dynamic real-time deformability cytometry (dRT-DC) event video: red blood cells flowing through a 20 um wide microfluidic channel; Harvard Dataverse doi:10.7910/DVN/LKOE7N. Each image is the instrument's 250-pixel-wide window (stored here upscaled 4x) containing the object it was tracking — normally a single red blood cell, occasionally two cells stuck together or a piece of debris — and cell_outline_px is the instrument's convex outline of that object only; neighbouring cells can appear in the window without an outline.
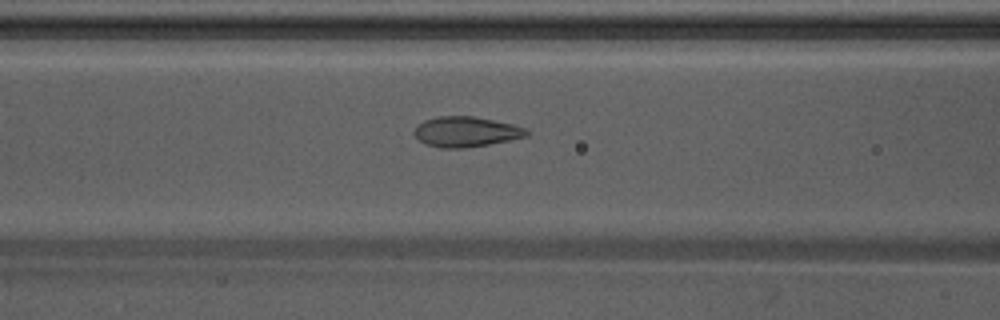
{"species": "Egyptian fruit bat (a non-hibernating species)", "species_latin": "Rousettus aegyptiacus", "temperature_condition": "warm", "stored_images_in_passage": 31, "camera_frame_rate_fps": 3000, "um_per_image_px": 0.085, "animal": {"sex": "male"}, "frame": {"image": 1, "passage_image": 6, "time_ms": 1.667, "image_size_px": [1000, 320], "cell_outline_px": [[528, 132], [524, 136], [508, 140], [488, 144], [460, 148], [440, 148], [424, 144], [412, 132], [424, 120], [440, 116], [472, 116], [512, 124], [528, 128]], "centroid_in_image_um": [39.58, 11.2], "position_along_channel_um": 127.0, "area_um2": 19.48}}
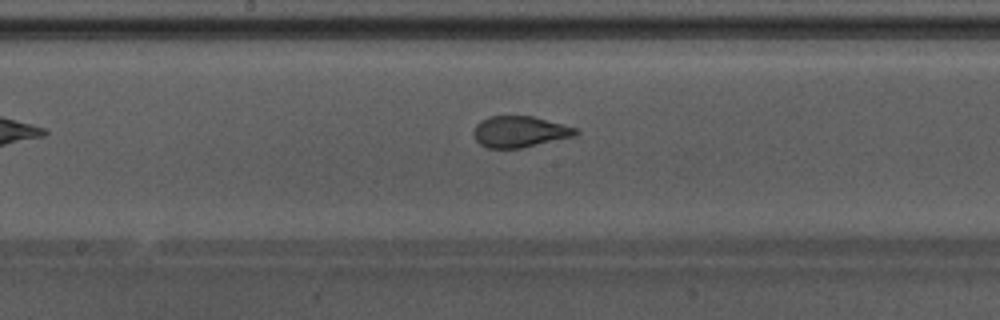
{"frame": {"image": 2, "passage_image": 12, "time_ms": 3.667, "image_size_px": [1000, 320], "cell_outline_px": [[580, 132], [572, 136], [524, 148], [488, 148], [480, 144], [476, 140], [472, 132], [476, 124], [480, 120], [492, 116], [532, 116], [580, 128]], "centroid_in_image_um": [44.18, 11.19], "position_along_channel_um": 204.0, "area_um2": 18.67}}
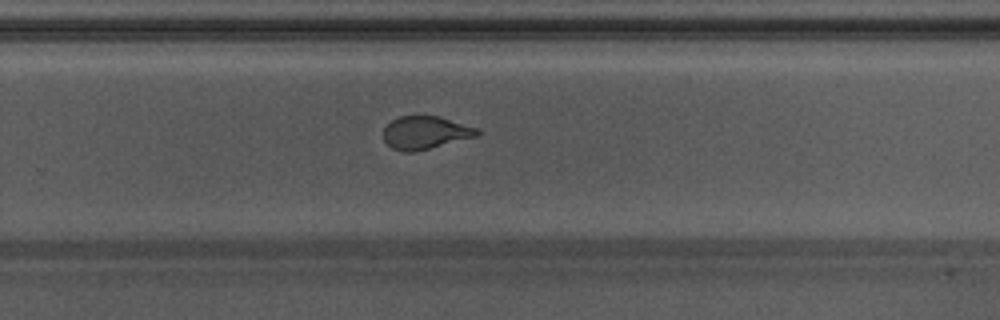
{"frame": {"image": 3, "passage_image": 19, "time_ms": 6.0, "image_size_px": [1000, 320], "cell_outline_px": [[480, 132], [476, 136], [416, 152], [404, 152], [392, 148], [384, 140], [384, 128], [392, 120], [400, 116], [440, 116], [476, 128]], "centroid_in_image_um": [36.13, 11.28], "position_along_channel_um": 293.7, "area_um2": 17.8}, "authors_computed_cell_mechanics": {"area_um2": 18.6694, "velocity_mm_per_s": 3.8602, "shape_relaxation_time_tau1_ms": null, "shape_relaxation_time_tau2_ms": 0.7204, "deformation_change_tau1": null, "deformation_change_tau2": 0.0769}}